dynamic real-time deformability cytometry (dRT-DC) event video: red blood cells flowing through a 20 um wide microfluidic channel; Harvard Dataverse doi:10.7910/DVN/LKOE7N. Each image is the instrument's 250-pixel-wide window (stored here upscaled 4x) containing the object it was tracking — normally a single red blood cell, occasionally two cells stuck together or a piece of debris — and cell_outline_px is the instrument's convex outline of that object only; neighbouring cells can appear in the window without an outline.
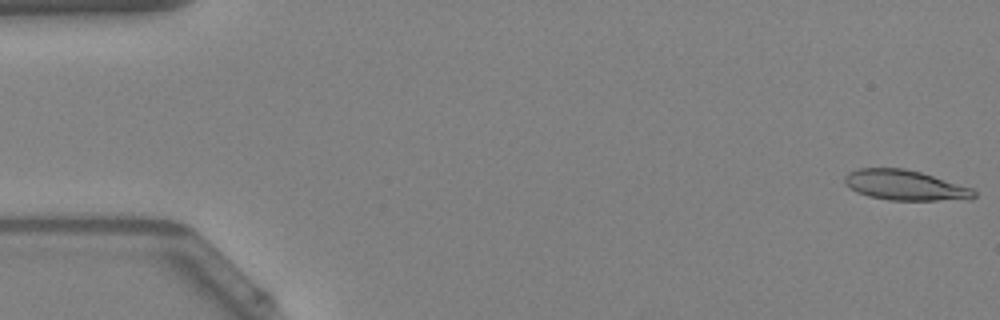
{"species": "Egyptian fruit bat (a non-hibernating species)", "species_latin": "Rousettus aegyptiacus", "temperature_condition": "warm", "stored_images_in_passage": 47, "camera_frame_rate_fps": 3000, "um_per_image_px": 0.085, "animal": {"sex": "female"}, "frame": {"image": 1, "passage_image": 1, "time_ms": 0.0, "image_size_px": [1000, 320], "cell_outline_px": [[976, 196], [972, 200], [888, 200], [868, 196], [856, 192], [844, 184], [844, 176], [848, 172], [856, 168], [904, 168], [920, 172], [972, 188], [976, 192]], "centroid_in_image_um": [76.92, 15.75], "position_along_channel_um": 8.1, "area_um2": 22.95}}
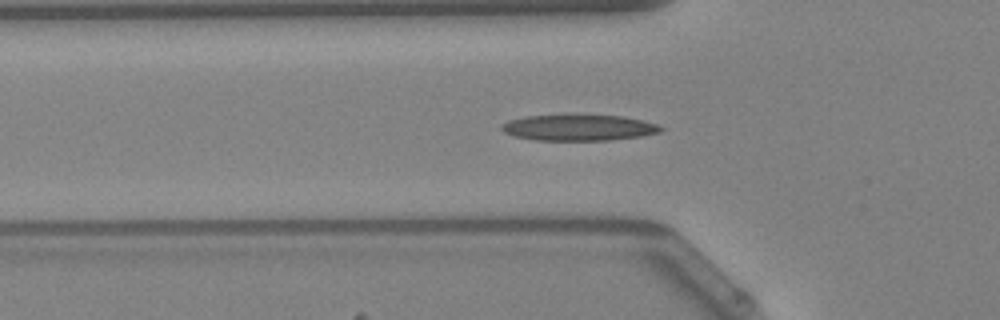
{"frame": {"image": 2, "passage_image": 17, "time_ms": 5.333, "image_size_px": [1000, 320], "cell_outline_px": [[664, 128], [660, 132], [640, 136], [608, 140], [536, 140], [516, 136], [504, 132], [500, 128], [500, 124], [508, 120], [524, 116], [564, 112], [572, 112], [624, 116], [644, 120], [660, 124]], "centroid_in_image_um": [49.18, 10.78], "position_along_channel_um": 76.6, "area_um2": 25.43}}
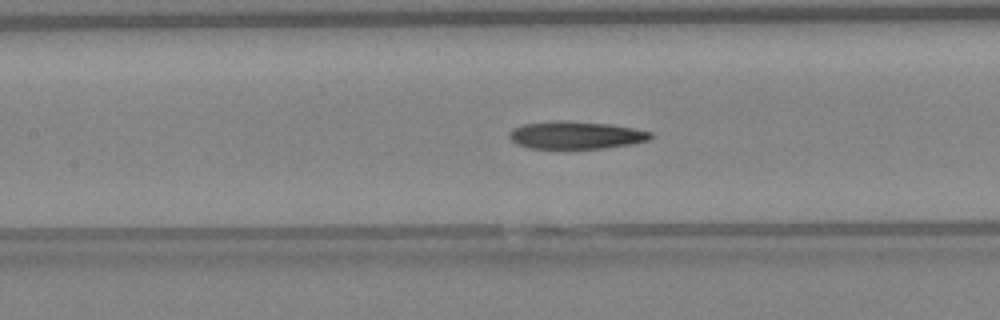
{"frame": {"image": 3, "passage_image": 23, "time_ms": 7.333, "image_size_px": [1000, 320], "cell_outline_px": [[652, 136], [648, 140], [632, 144], [604, 148], [528, 148], [516, 144], [508, 136], [508, 132], [512, 128], [524, 124], [556, 120], [564, 120], [608, 124], [632, 128], [652, 132]], "centroid_in_image_um": [48.9, 11.48], "position_along_channel_um": 158.5, "area_um2": 22.72}}